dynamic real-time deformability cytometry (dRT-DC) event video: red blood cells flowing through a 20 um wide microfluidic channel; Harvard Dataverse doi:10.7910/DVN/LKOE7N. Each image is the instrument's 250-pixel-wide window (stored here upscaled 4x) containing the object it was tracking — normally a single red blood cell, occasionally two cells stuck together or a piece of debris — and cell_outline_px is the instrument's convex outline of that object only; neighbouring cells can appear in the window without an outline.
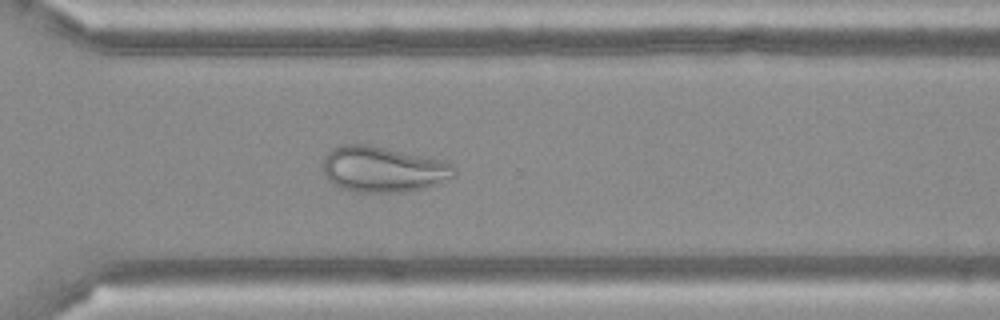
{"species": "Egyptian fruit bat (a non-hibernating species)", "species_latin": "Rousettus aegyptiacus", "temperature_condition": "cold", "stored_images_in_passage": 52, "camera_frame_rate_fps": 3000, "um_per_image_px": 0.085, "frame": {"image": 1, "passage_image": 37, "time_ms": 12.0, "image_size_px": [1000, 320], "cell_outline_px": [[456, 176], [452, 180], [404, 192], [356, 192], [340, 188], [332, 184], [328, 180], [324, 172], [324, 156], [332, 148], [340, 144], [368, 144], [444, 160], [452, 164], [456, 172]], "centroid_in_image_um": [32.57, 14.39], "position_along_channel_um": 338.0, "area_um2": 35.26}}